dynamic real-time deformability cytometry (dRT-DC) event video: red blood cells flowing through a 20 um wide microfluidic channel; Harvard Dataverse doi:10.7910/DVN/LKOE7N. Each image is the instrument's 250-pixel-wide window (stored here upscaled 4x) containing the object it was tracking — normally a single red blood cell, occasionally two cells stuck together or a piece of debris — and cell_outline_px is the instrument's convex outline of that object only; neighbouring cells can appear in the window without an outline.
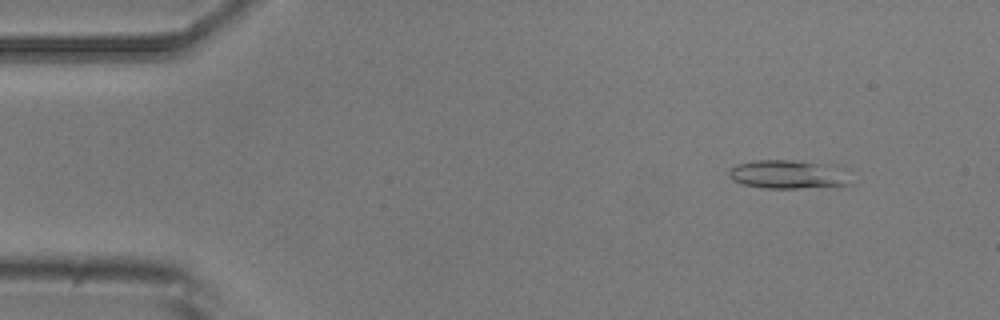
{"species": "common noctule bat (a hibernating species)", "species_latin": "Nyctalus noctula", "temperature_condition": "room temperature", "stored_images_in_passage": 5, "camera_frame_rate_fps": 3000, "um_per_image_px": 0.085, "animal": {"sex": "male", "body_mass_g": 20.5, "forearm_length_mm": 52.5}, "frame": {"image": 1, "passage_image": 2, "time_ms": 1.333, "image_size_px": [1000, 320], "cell_outline_px": [[852, 184], [836, 188], [760, 188], [744, 184], [732, 180], [728, 176], [728, 172], [736, 164], [756, 160], [792, 160], [832, 164], [848, 168]], "centroid_in_image_um": [67.16, 14.84], "position_along_channel_um": 17.8, "area_um2": 21.33}}
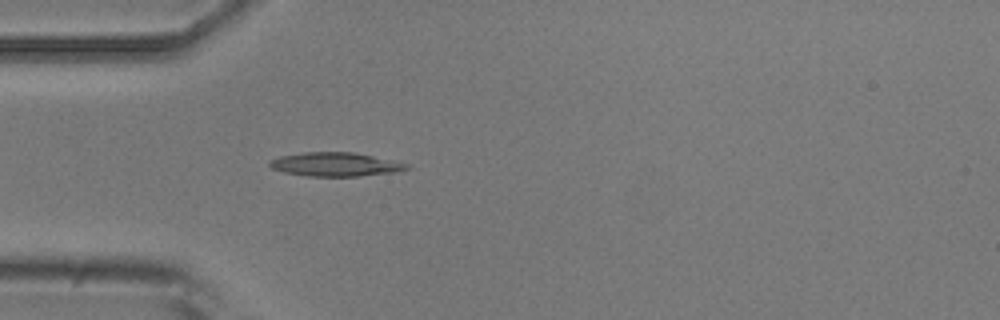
{"frame": {"image": 2, "passage_image": 5, "time_ms": 4.667, "image_size_px": [1000, 320], "cell_outline_px": [[408, 168], [400, 172], [360, 176], [308, 176], [284, 172], [272, 168], [268, 164], [268, 160], [280, 156], [304, 152], [352, 152], [392, 160], [408, 164]], "centroid_in_image_um": [28.5, 13.97], "position_along_channel_um": 56.5, "area_um2": 19.02}}